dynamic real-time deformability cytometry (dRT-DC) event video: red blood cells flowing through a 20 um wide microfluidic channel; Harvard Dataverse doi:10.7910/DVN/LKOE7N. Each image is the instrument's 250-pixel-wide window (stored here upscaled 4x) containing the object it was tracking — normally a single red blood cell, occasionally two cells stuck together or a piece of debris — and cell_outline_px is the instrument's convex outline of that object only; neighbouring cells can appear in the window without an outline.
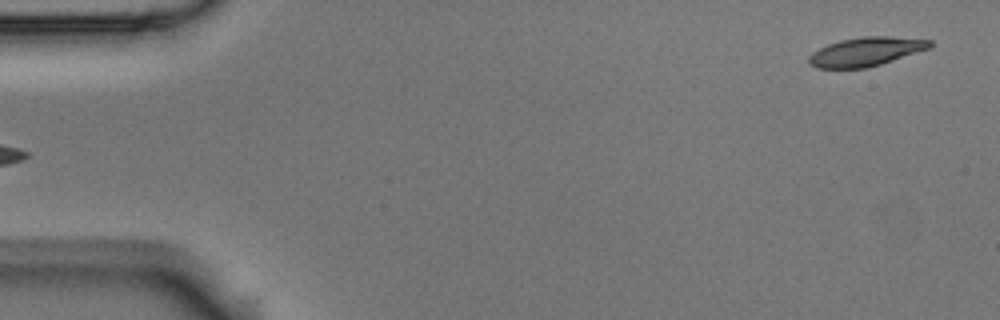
{"species": "Egyptian fruit bat (a non-hibernating species)", "species_latin": "Rousettus aegyptiacus", "temperature_condition": "room temperature", "stored_images_in_passage": 3, "segment_of_instrument_passage": [2, 2], "camera_frame_rate_fps": 3000, "um_per_image_px": 0.085, "animal": {"sex": "male"}, "frame": {"image": 1, "passage_image": 3, "time_ms": 0.667, "image_size_px": [1000, 320], "cell_outline_px": [[932, 48], [868, 68], [816, 68], [808, 64], [808, 56], [812, 52], [828, 44], [840, 40], [860, 36], [888, 36], [932, 40]], "centroid_in_image_um": [73.6, 4.39], "position_along_channel_um": 11.4, "area_um2": 20.58}}